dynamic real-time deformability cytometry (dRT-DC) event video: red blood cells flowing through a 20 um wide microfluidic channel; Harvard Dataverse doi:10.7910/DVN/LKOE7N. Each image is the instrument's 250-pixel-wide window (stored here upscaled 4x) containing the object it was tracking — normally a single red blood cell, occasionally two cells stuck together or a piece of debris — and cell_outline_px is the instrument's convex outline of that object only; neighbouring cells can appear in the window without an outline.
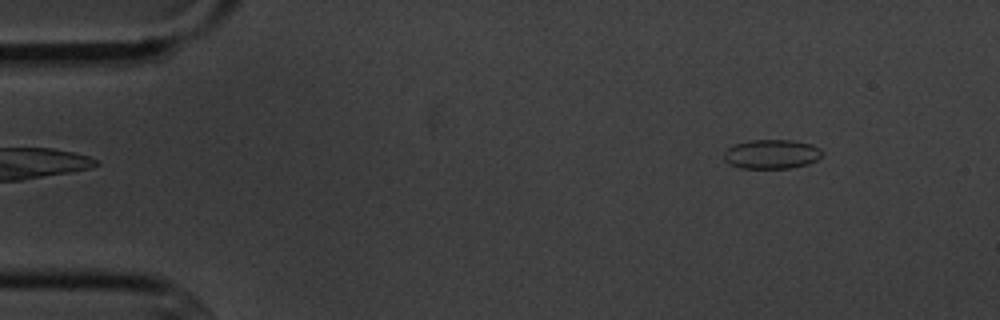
{"species": "common noctule bat (a hibernating species)", "species_latin": "Nyctalus noctula", "temperature_condition": "cold", "stored_images_in_passage": 4, "camera_frame_rate_fps": 3000, "um_per_image_px": 0.085, "animal": {"sex": "male", "body_mass_g": 20.1, "forearm_length_mm": 53.5}, "frame": {"image": 1, "passage_image": 2, "time_ms": 1.333, "image_size_px": [1000, 320], "cell_outline_px": [[820, 156], [816, 160], [808, 164], [792, 168], [740, 168], [728, 164], [724, 160], [724, 152], [728, 148], [736, 144], [748, 140], [792, 140], [812, 144], [820, 148]], "centroid_in_image_um": [65.56, 13.1], "position_along_channel_um": 19.4, "area_um2": 16.76}}